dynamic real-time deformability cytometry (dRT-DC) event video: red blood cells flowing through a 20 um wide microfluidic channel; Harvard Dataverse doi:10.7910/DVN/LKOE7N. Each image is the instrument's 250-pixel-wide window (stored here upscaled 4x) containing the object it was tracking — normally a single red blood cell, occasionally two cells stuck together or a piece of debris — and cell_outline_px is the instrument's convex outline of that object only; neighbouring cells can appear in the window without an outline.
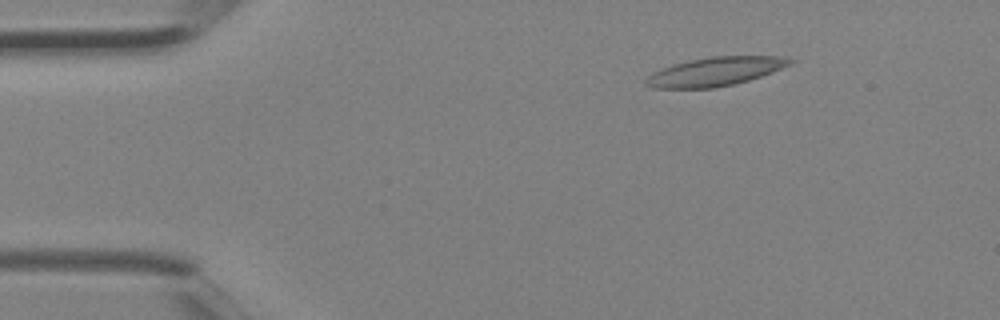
{"species": "Egyptian fruit bat (a non-hibernating species)", "species_latin": "Rousettus aegyptiacus", "temperature_condition": "room temperature", "stored_images_in_passage": 3, "camera_frame_rate_fps": 3000, "um_per_image_px": 0.085, "animal": {"sex": "female"}, "frame": {"image": 1, "passage_image": 1, "time_ms": 0.0, "image_size_px": [1000, 320], "cell_outline_px": [[796, 60], [772, 72], [748, 80], [716, 88], [652, 88], [644, 84], [644, 80], [652, 72], [672, 64], [688, 60], [712, 56], [784, 56]], "centroid_in_image_um": [60.74, 6.08], "position_along_channel_um": 24.3, "area_um2": 24.1}}
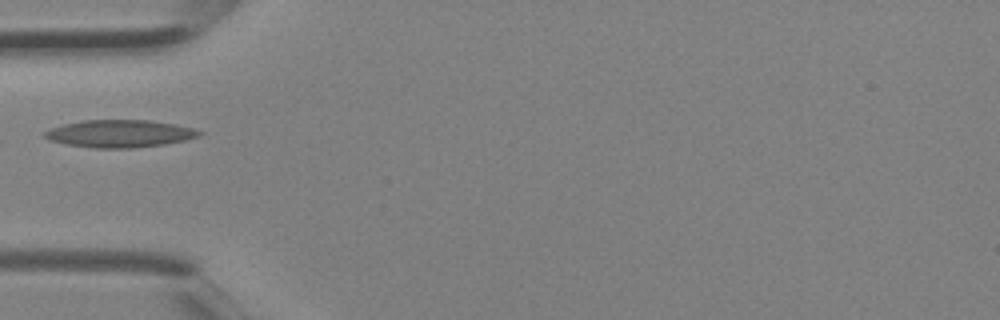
{"frame": {"image": 2, "passage_image": 3, "time_ms": 0.667, "image_size_px": [1000, 320], "cell_outline_px": [[204, 132], [200, 136], [184, 140], [164, 144], [132, 148], [92, 148], [68, 144], [48, 140], [44, 136], [44, 132], [52, 128], [64, 124], [84, 120], [148, 120], [176, 124], [192, 128]], "centroid_in_image_um": [10.19, 11.36], "position_along_channel_um": 74.8, "area_um2": 24.62}}